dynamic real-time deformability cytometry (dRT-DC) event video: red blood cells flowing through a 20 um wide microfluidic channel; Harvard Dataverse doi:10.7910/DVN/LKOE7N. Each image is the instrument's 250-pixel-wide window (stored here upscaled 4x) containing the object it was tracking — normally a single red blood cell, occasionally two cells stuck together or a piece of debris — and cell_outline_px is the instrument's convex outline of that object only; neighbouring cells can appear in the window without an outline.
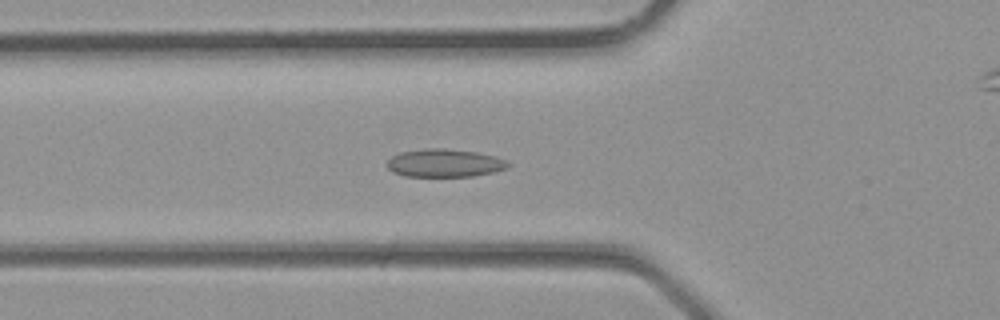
{"species": "common noctule bat (a hibernating species)", "species_latin": "Nyctalus noctula", "temperature_condition": "room temperature", "stored_images_in_passage": 35, "camera_frame_rate_fps": 3000, "um_per_image_px": 0.085, "animal": {"sex": "male", "body_mass_g": 23.1, "forearm_length_mm": 52.7}, "frame": {"image": 1, "passage_image": 12, "time_ms": 3.667, "image_size_px": [1000, 320], "cell_outline_px": [[512, 164], [508, 168], [492, 172], [472, 176], [404, 176], [392, 172], [388, 168], [388, 160], [392, 156], [400, 152], [428, 148], [444, 148], [476, 152], [496, 156], [508, 160]], "centroid_in_image_um": [37.82, 13.85], "position_along_channel_um": 88.0, "area_um2": 19.83}}
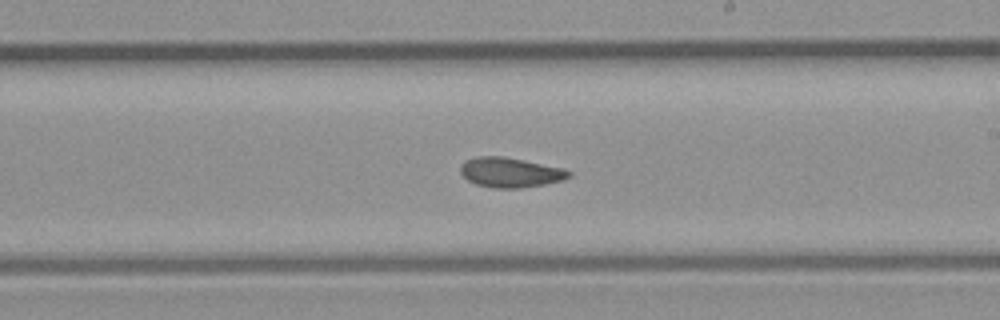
{"frame": {"image": 2, "passage_image": 20, "time_ms": 6.333, "image_size_px": [1000, 320], "cell_outline_px": [[572, 176], [564, 180], [544, 184], [520, 188], [492, 188], [476, 184], [468, 180], [460, 172], [460, 164], [464, 160], [476, 156], [504, 156], [564, 168], [572, 172]], "centroid_in_image_um": [43.38, 14.65], "position_along_channel_um": 245.6, "area_um2": 19.07}}
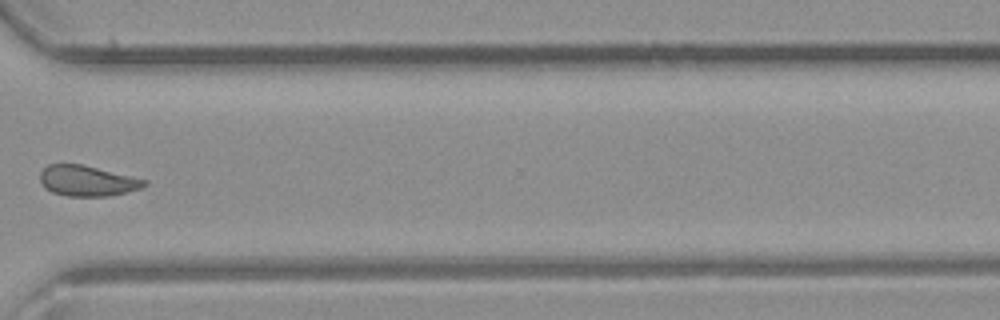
{"frame": {"image": 3, "passage_image": 26, "time_ms": 8.333, "image_size_px": [1000, 320], "cell_outline_px": [[148, 184], [144, 188], [108, 196], [68, 196], [52, 192], [44, 188], [40, 184], [40, 172], [48, 164], [84, 164], [148, 180]], "centroid_in_image_um": [7.43, 15.37], "position_along_channel_um": 363.2, "area_um2": 18.84}}